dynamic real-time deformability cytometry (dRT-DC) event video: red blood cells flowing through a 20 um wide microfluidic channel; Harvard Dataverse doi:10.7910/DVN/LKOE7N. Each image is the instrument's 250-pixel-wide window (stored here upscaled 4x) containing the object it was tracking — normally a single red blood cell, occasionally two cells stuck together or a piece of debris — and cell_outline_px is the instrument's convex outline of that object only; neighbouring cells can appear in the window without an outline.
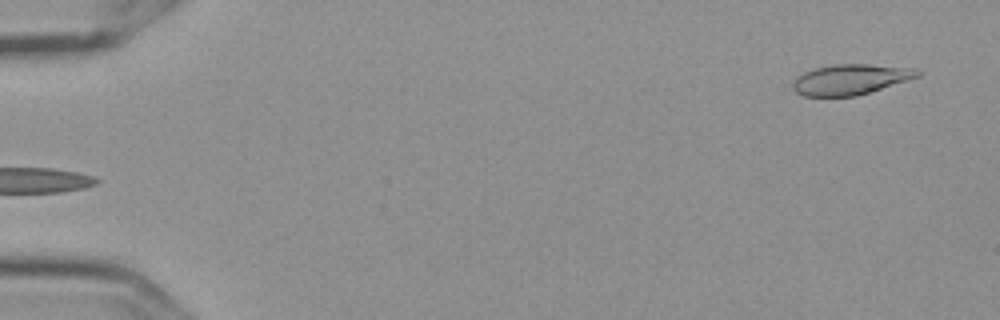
{"species": "Egyptian fruit bat (a non-hibernating species)", "species_latin": "Rousettus aegyptiacus", "temperature_condition": "cold", "stored_images_in_passage": 4, "camera_frame_rate_fps": 3000, "um_per_image_px": 0.085, "frame": {"image": 1, "passage_image": 4, "time_ms": 1.0, "image_size_px": [1000, 320], "cell_outline_px": [[920, 76], [856, 96], [804, 96], [796, 92], [792, 88], [792, 80], [796, 76], [812, 68], [836, 64], [868, 64], [912, 68], [920, 72]], "centroid_in_image_um": [72.22, 6.75], "position_along_channel_um": 12.8, "area_um2": 22.02}}